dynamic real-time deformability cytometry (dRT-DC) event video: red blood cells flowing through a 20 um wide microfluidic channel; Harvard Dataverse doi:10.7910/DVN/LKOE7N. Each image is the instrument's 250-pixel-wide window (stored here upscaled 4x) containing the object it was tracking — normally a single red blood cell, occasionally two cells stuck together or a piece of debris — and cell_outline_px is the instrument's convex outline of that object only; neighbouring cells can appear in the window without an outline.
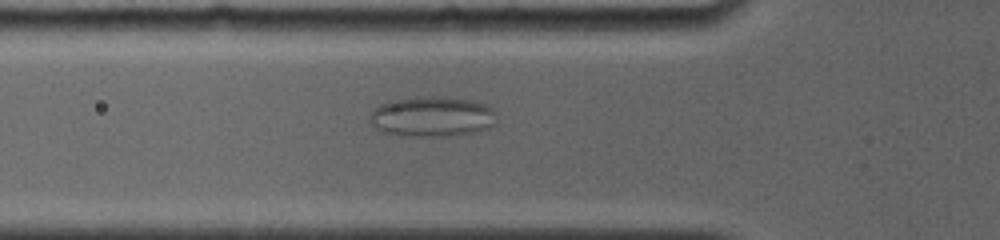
{"species": "common noctule bat (a hibernating species)", "species_latin": "Nyctalus noctula", "temperature_condition": "room temperature", "stored_images_in_passage": 12, "camera_frame_rate_fps": 4000, "um_per_image_px": 0.085, "animal": {"sex": "female", "body_mass_g": 19.0, "forearm_length_mm": 56.7}, "frame": {"image": 1, "passage_image": 3, "time_ms": 1.25, "image_size_px": [1000, 240], "cell_outline_px": [[496, 112], [492, 124], [488, 128], [476, 132], [456, 136], [404, 136], [380, 132], [368, 120], [368, 116], [380, 104], [388, 100], [424, 96], [476, 100], [492, 108]], "centroid_in_image_um": [36.69, 9.92], "position_along_channel_um": 89.1, "area_um2": 30.0}}
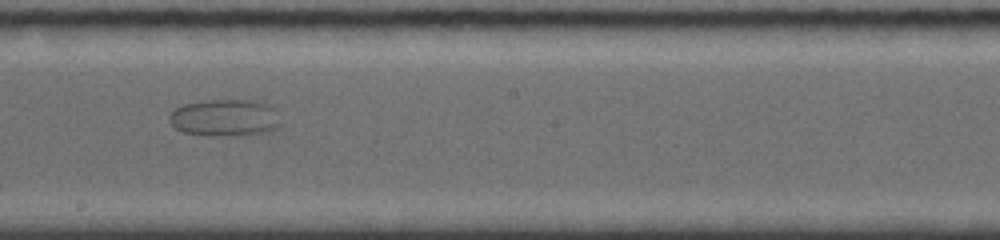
{"frame": {"image": 2, "passage_image": 9, "time_ms": 5.25, "image_size_px": [1000, 240], "cell_outline_px": [[280, 124], [272, 132], [244, 136], [216, 136], [184, 132], [176, 128], [168, 120], [168, 116], [176, 108], [184, 104], [208, 100], [252, 100], [268, 104], [272, 108]], "centroid_in_image_um": [19.12, 10.03], "position_along_channel_um": 229.1, "area_um2": 24.04}}
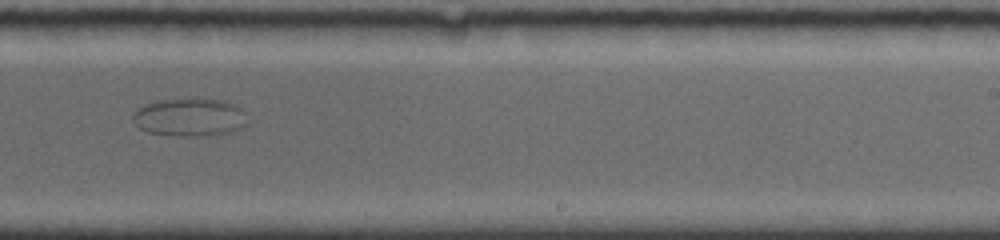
{"frame": {"image": 3, "passage_image": 11, "time_ms": 6.5, "image_size_px": [1000, 240], "cell_outline_px": [[248, 124], [232, 132], [216, 136], [176, 136], [148, 132], [140, 128], [132, 120], [132, 116], [144, 104], [160, 100], [192, 96], [220, 100], [236, 104], [240, 108]], "centroid_in_image_um": [16.15, 9.95], "position_along_channel_um": 272.9, "area_um2": 26.01}}